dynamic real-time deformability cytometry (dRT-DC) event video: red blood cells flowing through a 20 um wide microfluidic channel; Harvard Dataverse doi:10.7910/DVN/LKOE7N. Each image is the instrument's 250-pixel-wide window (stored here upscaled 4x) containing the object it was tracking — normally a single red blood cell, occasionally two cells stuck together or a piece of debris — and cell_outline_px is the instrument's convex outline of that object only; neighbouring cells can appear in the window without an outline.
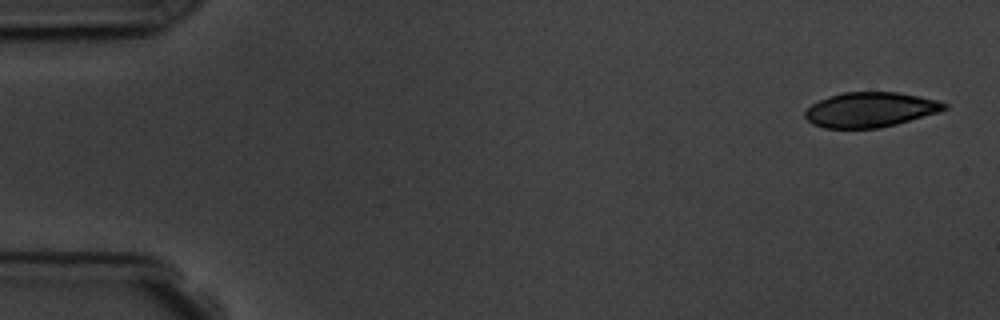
{"species": "common noctule bat (a hibernating species)", "species_latin": "Nyctalus noctula", "temperature_condition": "room temperature", "stored_images_in_passage": 5, "camera_frame_rate_fps": 3000, "um_per_image_px": 0.085, "animal": {"sex": "male", "body_mass_g": 19.5, "forearm_length_mm": 54.6}, "frame": {"image": 1, "passage_image": 1, "time_ms": 0.0, "image_size_px": [1000, 320], "cell_outline_px": [[948, 108], [940, 112], [896, 124], [880, 128], [824, 128], [812, 124], [804, 116], [804, 112], [812, 104], [820, 100], [840, 92], [896, 92], [920, 96], [936, 100], [948, 104]], "centroid_in_image_um": [73.98, 9.32], "position_along_channel_um": 11.0, "area_um2": 28.38}}